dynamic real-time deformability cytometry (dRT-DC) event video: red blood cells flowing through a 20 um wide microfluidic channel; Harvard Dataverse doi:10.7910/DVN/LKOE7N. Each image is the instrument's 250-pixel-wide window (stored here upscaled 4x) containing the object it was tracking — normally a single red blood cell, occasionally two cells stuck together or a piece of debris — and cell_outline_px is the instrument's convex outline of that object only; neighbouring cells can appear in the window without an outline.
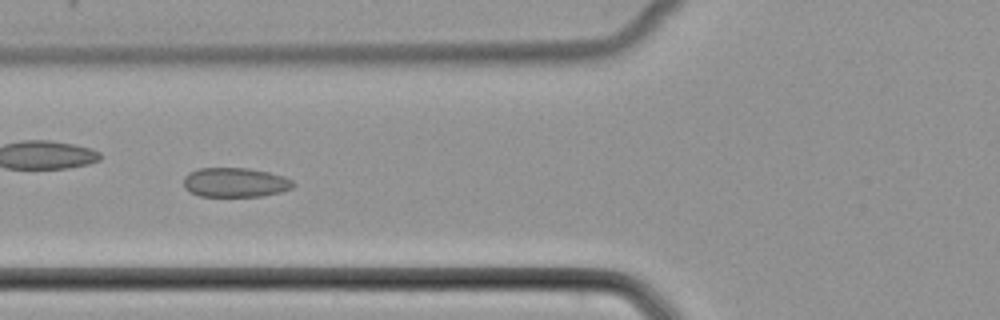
{"species": "common noctule bat (a hibernating species)", "species_latin": "Nyctalus noctula", "temperature_condition": "cold", "stored_images_in_passage": 37, "camera_frame_rate_fps": 3000, "um_per_image_px": 0.085, "animal": {"sex": "female", "body_mass_g": 22.7, "forearm_length_mm": 54.2}, "frame": {"image": 1, "passage_image": 6, "time_ms": 1.667, "image_size_px": [1000, 320], "cell_outline_px": [[296, 184], [292, 188], [280, 192], [260, 196], [200, 196], [188, 192], [184, 188], [184, 176], [188, 172], [200, 168], [248, 168], [268, 172], [284, 176], [292, 180]], "centroid_in_image_um": [19.97, 15.5], "position_along_channel_um": 105.8, "area_um2": 18.9}}